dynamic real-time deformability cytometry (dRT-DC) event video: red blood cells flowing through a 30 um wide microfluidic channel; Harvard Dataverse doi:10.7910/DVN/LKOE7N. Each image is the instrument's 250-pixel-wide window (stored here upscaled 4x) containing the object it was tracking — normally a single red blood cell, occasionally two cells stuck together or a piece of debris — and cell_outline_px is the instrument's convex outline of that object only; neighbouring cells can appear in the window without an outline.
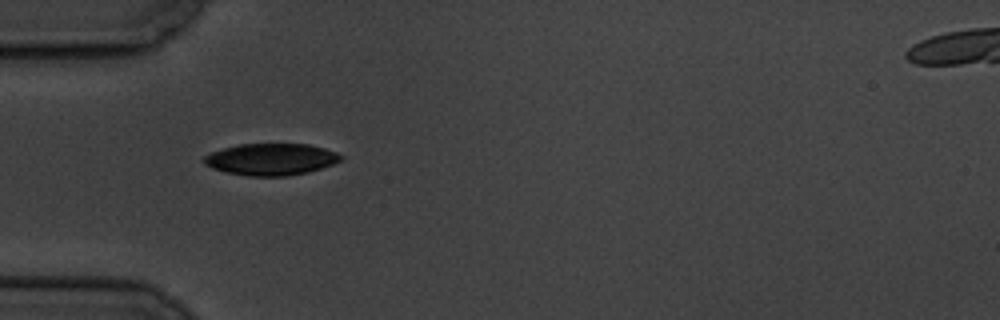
{"species": "common noctule bat (a hibernating species)", "species_latin": "Nyctalus noctula", "temperature_condition": "cold", "stored_images_in_passage": 6, "camera_frame_rate_fps": 3000, "um_per_image_px": 0.085, "animal": {"sex": "male", "body_mass_g": 19.5, "forearm_length_mm": 54.6}, "frame": {"image": 1, "passage_image": 5, "time_ms": 5.667, "image_size_px": [1000, 320], "cell_outline_px": [[344, 160], [308, 172], [288, 176], [248, 176], [228, 172], [212, 168], [204, 164], [200, 160], [204, 156], [212, 152], [224, 148], [240, 144], [308, 144], [324, 148], [336, 152], [344, 156]], "centroid_in_image_um": [23.05, 13.54], "position_along_channel_um": 62.0, "area_um2": 25.37}}
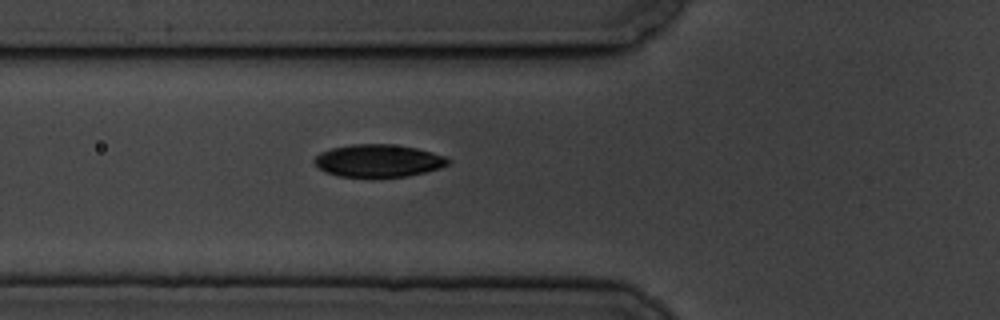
{"frame": {"image": 2, "passage_image": 6, "time_ms": 6.667, "image_size_px": [1000, 320], "cell_outline_px": [[452, 164], [440, 168], [408, 176], [340, 176], [324, 172], [312, 160], [320, 152], [332, 148], [352, 144], [388, 144], [416, 148], [432, 152], [444, 156], [452, 160]], "centroid_in_image_um": [32.18, 13.65], "position_along_channel_um": 93.6, "area_um2": 25.2}}